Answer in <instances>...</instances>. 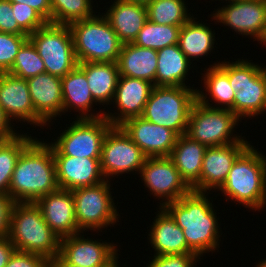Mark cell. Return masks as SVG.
<instances>
[{"label": "cell", "instance_id": "cell-1", "mask_svg": "<svg viewBox=\"0 0 266 267\" xmlns=\"http://www.w3.org/2000/svg\"><path fill=\"white\" fill-rule=\"evenodd\" d=\"M58 189L52 147L36 138L20 154L8 194L16 203H36Z\"/></svg>", "mask_w": 266, "mask_h": 267}, {"label": "cell", "instance_id": "cell-2", "mask_svg": "<svg viewBox=\"0 0 266 267\" xmlns=\"http://www.w3.org/2000/svg\"><path fill=\"white\" fill-rule=\"evenodd\" d=\"M205 194L191 190L179 200L163 206L182 228L188 247L199 257L214 251L220 243L217 213Z\"/></svg>", "mask_w": 266, "mask_h": 267}, {"label": "cell", "instance_id": "cell-3", "mask_svg": "<svg viewBox=\"0 0 266 267\" xmlns=\"http://www.w3.org/2000/svg\"><path fill=\"white\" fill-rule=\"evenodd\" d=\"M266 156L249 145L235 160L219 188L228 199L259 211L266 205Z\"/></svg>", "mask_w": 266, "mask_h": 267}, {"label": "cell", "instance_id": "cell-4", "mask_svg": "<svg viewBox=\"0 0 266 267\" xmlns=\"http://www.w3.org/2000/svg\"><path fill=\"white\" fill-rule=\"evenodd\" d=\"M8 237L17 251L39 254L49 261L60 252V239L36 203L14 204Z\"/></svg>", "mask_w": 266, "mask_h": 267}, {"label": "cell", "instance_id": "cell-5", "mask_svg": "<svg viewBox=\"0 0 266 267\" xmlns=\"http://www.w3.org/2000/svg\"><path fill=\"white\" fill-rule=\"evenodd\" d=\"M196 91L188 85L153 86L141 117L171 129L178 136L184 135L197 100Z\"/></svg>", "mask_w": 266, "mask_h": 267}, {"label": "cell", "instance_id": "cell-6", "mask_svg": "<svg viewBox=\"0 0 266 267\" xmlns=\"http://www.w3.org/2000/svg\"><path fill=\"white\" fill-rule=\"evenodd\" d=\"M69 27L78 63L117 62L122 43L104 15H93Z\"/></svg>", "mask_w": 266, "mask_h": 267}, {"label": "cell", "instance_id": "cell-7", "mask_svg": "<svg viewBox=\"0 0 266 267\" xmlns=\"http://www.w3.org/2000/svg\"><path fill=\"white\" fill-rule=\"evenodd\" d=\"M239 119L229 109L209 107L196 100L190 111L185 135L207 147L247 141L233 135Z\"/></svg>", "mask_w": 266, "mask_h": 267}, {"label": "cell", "instance_id": "cell-8", "mask_svg": "<svg viewBox=\"0 0 266 267\" xmlns=\"http://www.w3.org/2000/svg\"><path fill=\"white\" fill-rule=\"evenodd\" d=\"M29 40L42 58L47 73L62 78L78 65L69 25L47 23L30 34Z\"/></svg>", "mask_w": 266, "mask_h": 267}, {"label": "cell", "instance_id": "cell-9", "mask_svg": "<svg viewBox=\"0 0 266 267\" xmlns=\"http://www.w3.org/2000/svg\"><path fill=\"white\" fill-rule=\"evenodd\" d=\"M79 187L71 190L74 198L75 217L78 230H101L118 221L117 208L110 192V182Z\"/></svg>", "mask_w": 266, "mask_h": 267}, {"label": "cell", "instance_id": "cell-10", "mask_svg": "<svg viewBox=\"0 0 266 267\" xmlns=\"http://www.w3.org/2000/svg\"><path fill=\"white\" fill-rule=\"evenodd\" d=\"M112 124L105 118H78L52 143L63 155L100 158L102 144Z\"/></svg>", "mask_w": 266, "mask_h": 267}, {"label": "cell", "instance_id": "cell-11", "mask_svg": "<svg viewBox=\"0 0 266 267\" xmlns=\"http://www.w3.org/2000/svg\"><path fill=\"white\" fill-rule=\"evenodd\" d=\"M147 156L120 126H112L105 135L100 168L106 180L113 175L140 170Z\"/></svg>", "mask_w": 266, "mask_h": 267}, {"label": "cell", "instance_id": "cell-12", "mask_svg": "<svg viewBox=\"0 0 266 267\" xmlns=\"http://www.w3.org/2000/svg\"><path fill=\"white\" fill-rule=\"evenodd\" d=\"M139 174L152 195L164 201L160 203V208L192 190L169 157H147Z\"/></svg>", "mask_w": 266, "mask_h": 267}, {"label": "cell", "instance_id": "cell-13", "mask_svg": "<svg viewBox=\"0 0 266 267\" xmlns=\"http://www.w3.org/2000/svg\"><path fill=\"white\" fill-rule=\"evenodd\" d=\"M213 14V19L236 33L262 41L266 33V0L229 1Z\"/></svg>", "mask_w": 266, "mask_h": 267}, {"label": "cell", "instance_id": "cell-14", "mask_svg": "<svg viewBox=\"0 0 266 267\" xmlns=\"http://www.w3.org/2000/svg\"><path fill=\"white\" fill-rule=\"evenodd\" d=\"M117 245L85 239L80 233L60 239L59 256L77 267H110L117 261Z\"/></svg>", "mask_w": 266, "mask_h": 267}, {"label": "cell", "instance_id": "cell-15", "mask_svg": "<svg viewBox=\"0 0 266 267\" xmlns=\"http://www.w3.org/2000/svg\"><path fill=\"white\" fill-rule=\"evenodd\" d=\"M120 127L147 157H169L178 135L143 117L126 120Z\"/></svg>", "mask_w": 266, "mask_h": 267}, {"label": "cell", "instance_id": "cell-16", "mask_svg": "<svg viewBox=\"0 0 266 267\" xmlns=\"http://www.w3.org/2000/svg\"><path fill=\"white\" fill-rule=\"evenodd\" d=\"M49 145L52 147L60 189L94 186L106 180L100 168V158L65 156L52 143Z\"/></svg>", "mask_w": 266, "mask_h": 267}, {"label": "cell", "instance_id": "cell-17", "mask_svg": "<svg viewBox=\"0 0 266 267\" xmlns=\"http://www.w3.org/2000/svg\"><path fill=\"white\" fill-rule=\"evenodd\" d=\"M250 145L248 141L207 147L202 161L200 182L192 189L197 192L219 189L237 157Z\"/></svg>", "mask_w": 266, "mask_h": 267}, {"label": "cell", "instance_id": "cell-18", "mask_svg": "<svg viewBox=\"0 0 266 267\" xmlns=\"http://www.w3.org/2000/svg\"><path fill=\"white\" fill-rule=\"evenodd\" d=\"M26 81L35 110V126L43 127L63 113L61 78L45 72Z\"/></svg>", "mask_w": 266, "mask_h": 267}, {"label": "cell", "instance_id": "cell-19", "mask_svg": "<svg viewBox=\"0 0 266 267\" xmlns=\"http://www.w3.org/2000/svg\"><path fill=\"white\" fill-rule=\"evenodd\" d=\"M153 86V83L143 79L119 76L112 102L118 106L120 113L115 116L104 112V117L112 126H120L130 118L142 116Z\"/></svg>", "mask_w": 266, "mask_h": 267}, {"label": "cell", "instance_id": "cell-20", "mask_svg": "<svg viewBox=\"0 0 266 267\" xmlns=\"http://www.w3.org/2000/svg\"><path fill=\"white\" fill-rule=\"evenodd\" d=\"M36 205L43 218L59 239L77 234L74 198L71 190L58 189L40 198Z\"/></svg>", "mask_w": 266, "mask_h": 267}, {"label": "cell", "instance_id": "cell-21", "mask_svg": "<svg viewBox=\"0 0 266 267\" xmlns=\"http://www.w3.org/2000/svg\"><path fill=\"white\" fill-rule=\"evenodd\" d=\"M0 107L10 120L20 119L34 126L35 110L26 79L0 73Z\"/></svg>", "mask_w": 266, "mask_h": 267}, {"label": "cell", "instance_id": "cell-22", "mask_svg": "<svg viewBox=\"0 0 266 267\" xmlns=\"http://www.w3.org/2000/svg\"><path fill=\"white\" fill-rule=\"evenodd\" d=\"M104 16L122 44L132 43L148 20L146 5L115 0Z\"/></svg>", "mask_w": 266, "mask_h": 267}, {"label": "cell", "instance_id": "cell-23", "mask_svg": "<svg viewBox=\"0 0 266 267\" xmlns=\"http://www.w3.org/2000/svg\"><path fill=\"white\" fill-rule=\"evenodd\" d=\"M151 226L149 242L155 249L154 256L194 253L187 245L185 235L171 215L163 208Z\"/></svg>", "mask_w": 266, "mask_h": 267}, {"label": "cell", "instance_id": "cell-24", "mask_svg": "<svg viewBox=\"0 0 266 267\" xmlns=\"http://www.w3.org/2000/svg\"><path fill=\"white\" fill-rule=\"evenodd\" d=\"M207 146L190 139L187 135L177 137L169 158L186 184L193 189L200 182L202 161Z\"/></svg>", "mask_w": 266, "mask_h": 267}, {"label": "cell", "instance_id": "cell-25", "mask_svg": "<svg viewBox=\"0 0 266 267\" xmlns=\"http://www.w3.org/2000/svg\"><path fill=\"white\" fill-rule=\"evenodd\" d=\"M62 94H63V113L68 109L74 108L80 116L77 118H101L105 113L101 112L94 115L91 111L93 104L96 102L93 99L89 84L85 73L76 66L72 71L61 78ZM94 102V103H93Z\"/></svg>", "mask_w": 266, "mask_h": 267}, {"label": "cell", "instance_id": "cell-26", "mask_svg": "<svg viewBox=\"0 0 266 267\" xmlns=\"http://www.w3.org/2000/svg\"><path fill=\"white\" fill-rule=\"evenodd\" d=\"M117 64L120 76L143 79L155 86L157 50L133 43L122 44Z\"/></svg>", "mask_w": 266, "mask_h": 267}, {"label": "cell", "instance_id": "cell-27", "mask_svg": "<svg viewBox=\"0 0 266 267\" xmlns=\"http://www.w3.org/2000/svg\"><path fill=\"white\" fill-rule=\"evenodd\" d=\"M77 66L86 75L95 104L111 103L120 76L117 62H83Z\"/></svg>", "mask_w": 266, "mask_h": 267}, {"label": "cell", "instance_id": "cell-28", "mask_svg": "<svg viewBox=\"0 0 266 267\" xmlns=\"http://www.w3.org/2000/svg\"><path fill=\"white\" fill-rule=\"evenodd\" d=\"M266 111V66L255 76H244L241 90L235 92L234 114L240 119Z\"/></svg>", "mask_w": 266, "mask_h": 267}, {"label": "cell", "instance_id": "cell-29", "mask_svg": "<svg viewBox=\"0 0 266 267\" xmlns=\"http://www.w3.org/2000/svg\"><path fill=\"white\" fill-rule=\"evenodd\" d=\"M191 64L178 44L157 50L155 86H186L185 79Z\"/></svg>", "mask_w": 266, "mask_h": 267}, {"label": "cell", "instance_id": "cell-30", "mask_svg": "<svg viewBox=\"0 0 266 267\" xmlns=\"http://www.w3.org/2000/svg\"><path fill=\"white\" fill-rule=\"evenodd\" d=\"M194 19V17L191 18L181 27L178 39L179 48L190 61L191 58L196 60V58L208 55L216 41L215 33L211 28Z\"/></svg>", "mask_w": 266, "mask_h": 267}, {"label": "cell", "instance_id": "cell-31", "mask_svg": "<svg viewBox=\"0 0 266 267\" xmlns=\"http://www.w3.org/2000/svg\"><path fill=\"white\" fill-rule=\"evenodd\" d=\"M203 78L204 87L209 97L211 96V100L221 105V107L212 106L208 99L206 100L208 98L207 94L205 95V93L199 90L196 91L197 101L209 107L229 109L234 113L235 92L230 85L228 74L215 63V65L213 64L212 67L207 69Z\"/></svg>", "mask_w": 266, "mask_h": 267}, {"label": "cell", "instance_id": "cell-32", "mask_svg": "<svg viewBox=\"0 0 266 267\" xmlns=\"http://www.w3.org/2000/svg\"><path fill=\"white\" fill-rule=\"evenodd\" d=\"M34 140L27 134L0 140V194H8L12 173L22 151Z\"/></svg>", "mask_w": 266, "mask_h": 267}, {"label": "cell", "instance_id": "cell-33", "mask_svg": "<svg viewBox=\"0 0 266 267\" xmlns=\"http://www.w3.org/2000/svg\"><path fill=\"white\" fill-rule=\"evenodd\" d=\"M146 8L148 20L159 25L183 26L193 17L184 0H152Z\"/></svg>", "mask_w": 266, "mask_h": 267}, {"label": "cell", "instance_id": "cell-34", "mask_svg": "<svg viewBox=\"0 0 266 267\" xmlns=\"http://www.w3.org/2000/svg\"><path fill=\"white\" fill-rule=\"evenodd\" d=\"M181 27L159 25L147 20L132 43L143 48L160 50L178 44Z\"/></svg>", "mask_w": 266, "mask_h": 267}, {"label": "cell", "instance_id": "cell-35", "mask_svg": "<svg viewBox=\"0 0 266 267\" xmlns=\"http://www.w3.org/2000/svg\"><path fill=\"white\" fill-rule=\"evenodd\" d=\"M91 0H50L51 23L70 25L92 17L93 7Z\"/></svg>", "mask_w": 266, "mask_h": 267}, {"label": "cell", "instance_id": "cell-36", "mask_svg": "<svg viewBox=\"0 0 266 267\" xmlns=\"http://www.w3.org/2000/svg\"><path fill=\"white\" fill-rule=\"evenodd\" d=\"M45 72V64L42 58L38 54L34 44L28 39L21 46L12 68L7 73L21 79H28Z\"/></svg>", "mask_w": 266, "mask_h": 267}, {"label": "cell", "instance_id": "cell-37", "mask_svg": "<svg viewBox=\"0 0 266 267\" xmlns=\"http://www.w3.org/2000/svg\"><path fill=\"white\" fill-rule=\"evenodd\" d=\"M28 39L29 35L0 32V73L12 68L16 55Z\"/></svg>", "mask_w": 266, "mask_h": 267}, {"label": "cell", "instance_id": "cell-38", "mask_svg": "<svg viewBox=\"0 0 266 267\" xmlns=\"http://www.w3.org/2000/svg\"><path fill=\"white\" fill-rule=\"evenodd\" d=\"M227 74L230 85L234 92L241 90L244 84V76H255L263 67L253 64L247 60H239L236 62H218L217 63Z\"/></svg>", "mask_w": 266, "mask_h": 267}, {"label": "cell", "instance_id": "cell-39", "mask_svg": "<svg viewBox=\"0 0 266 267\" xmlns=\"http://www.w3.org/2000/svg\"><path fill=\"white\" fill-rule=\"evenodd\" d=\"M12 11L19 26L28 35L48 23L36 10L24 3H12Z\"/></svg>", "mask_w": 266, "mask_h": 267}, {"label": "cell", "instance_id": "cell-40", "mask_svg": "<svg viewBox=\"0 0 266 267\" xmlns=\"http://www.w3.org/2000/svg\"><path fill=\"white\" fill-rule=\"evenodd\" d=\"M198 259L195 253L154 256L148 267H194Z\"/></svg>", "mask_w": 266, "mask_h": 267}, {"label": "cell", "instance_id": "cell-41", "mask_svg": "<svg viewBox=\"0 0 266 267\" xmlns=\"http://www.w3.org/2000/svg\"><path fill=\"white\" fill-rule=\"evenodd\" d=\"M0 32L28 35L18 24L9 0H0Z\"/></svg>", "mask_w": 266, "mask_h": 267}, {"label": "cell", "instance_id": "cell-42", "mask_svg": "<svg viewBox=\"0 0 266 267\" xmlns=\"http://www.w3.org/2000/svg\"><path fill=\"white\" fill-rule=\"evenodd\" d=\"M5 267H49V260L39 254L15 250Z\"/></svg>", "mask_w": 266, "mask_h": 267}, {"label": "cell", "instance_id": "cell-43", "mask_svg": "<svg viewBox=\"0 0 266 267\" xmlns=\"http://www.w3.org/2000/svg\"><path fill=\"white\" fill-rule=\"evenodd\" d=\"M15 203L9 194H0V238L9 235L11 212Z\"/></svg>", "mask_w": 266, "mask_h": 267}, {"label": "cell", "instance_id": "cell-44", "mask_svg": "<svg viewBox=\"0 0 266 267\" xmlns=\"http://www.w3.org/2000/svg\"><path fill=\"white\" fill-rule=\"evenodd\" d=\"M11 3H24L36 10L48 23H51L50 0H9Z\"/></svg>", "mask_w": 266, "mask_h": 267}, {"label": "cell", "instance_id": "cell-45", "mask_svg": "<svg viewBox=\"0 0 266 267\" xmlns=\"http://www.w3.org/2000/svg\"><path fill=\"white\" fill-rule=\"evenodd\" d=\"M11 120L5 113V111L0 107V140H9L15 138L18 133L13 131V126H11Z\"/></svg>", "mask_w": 266, "mask_h": 267}, {"label": "cell", "instance_id": "cell-46", "mask_svg": "<svg viewBox=\"0 0 266 267\" xmlns=\"http://www.w3.org/2000/svg\"><path fill=\"white\" fill-rule=\"evenodd\" d=\"M15 250L8 236L0 238V267H5L7 265Z\"/></svg>", "mask_w": 266, "mask_h": 267}, {"label": "cell", "instance_id": "cell-47", "mask_svg": "<svg viewBox=\"0 0 266 267\" xmlns=\"http://www.w3.org/2000/svg\"><path fill=\"white\" fill-rule=\"evenodd\" d=\"M49 267H77L67 264L59 255L49 261Z\"/></svg>", "mask_w": 266, "mask_h": 267}, {"label": "cell", "instance_id": "cell-48", "mask_svg": "<svg viewBox=\"0 0 266 267\" xmlns=\"http://www.w3.org/2000/svg\"><path fill=\"white\" fill-rule=\"evenodd\" d=\"M122 1L140 3V4L147 5L152 0H122Z\"/></svg>", "mask_w": 266, "mask_h": 267}, {"label": "cell", "instance_id": "cell-49", "mask_svg": "<svg viewBox=\"0 0 266 267\" xmlns=\"http://www.w3.org/2000/svg\"><path fill=\"white\" fill-rule=\"evenodd\" d=\"M256 267H266V260L264 261H260V263L258 265H256Z\"/></svg>", "mask_w": 266, "mask_h": 267}, {"label": "cell", "instance_id": "cell-50", "mask_svg": "<svg viewBox=\"0 0 266 267\" xmlns=\"http://www.w3.org/2000/svg\"><path fill=\"white\" fill-rule=\"evenodd\" d=\"M118 262H119L118 260L115 261L110 267H120Z\"/></svg>", "mask_w": 266, "mask_h": 267}, {"label": "cell", "instance_id": "cell-51", "mask_svg": "<svg viewBox=\"0 0 266 267\" xmlns=\"http://www.w3.org/2000/svg\"><path fill=\"white\" fill-rule=\"evenodd\" d=\"M261 43H264V45L266 44V33H265V36H264V38L262 39Z\"/></svg>", "mask_w": 266, "mask_h": 267}]
</instances>
